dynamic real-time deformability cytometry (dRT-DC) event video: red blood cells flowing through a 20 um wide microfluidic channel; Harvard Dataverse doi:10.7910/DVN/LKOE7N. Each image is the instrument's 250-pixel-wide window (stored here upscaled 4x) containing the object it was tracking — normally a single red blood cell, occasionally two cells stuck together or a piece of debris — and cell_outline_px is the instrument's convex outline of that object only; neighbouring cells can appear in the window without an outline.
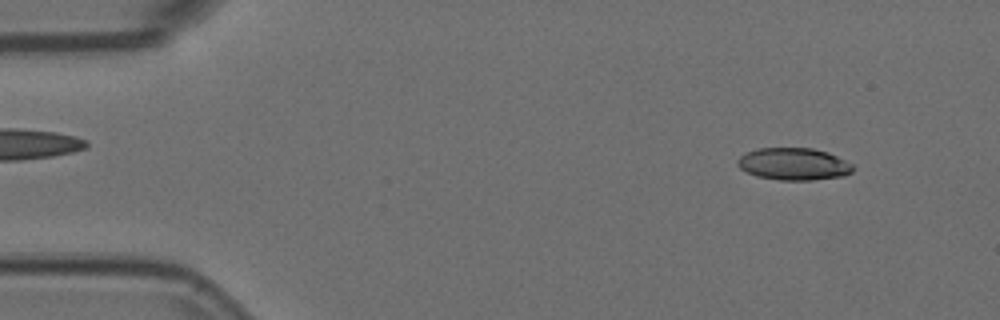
{"species": "Egyptian fruit bat (a non-hibernating species)", "species_latin": "Rousettus aegyptiacus", "temperature_condition": "room temperature", "stored_images_in_passage": 53, "camera_frame_rate_fps": 3000, "um_per_image_px": 0.085, "animal": {"sex": "female"}, "frame": {"image": 1, "passage_image": 4, "time_ms": 1.0, "image_size_px": [1000, 320], "cell_outline_px": [[856, 168], [852, 172], [844, 176], [812, 180], [780, 180], [756, 176], [740, 168], [736, 164], [736, 160], [744, 152], [756, 148], [812, 148], [828, 152], [852, 164]], "centroid_in_image_um": [67.45, 13.94], "position_along_channel_um": 17.6, "area_um2": 21.85}}
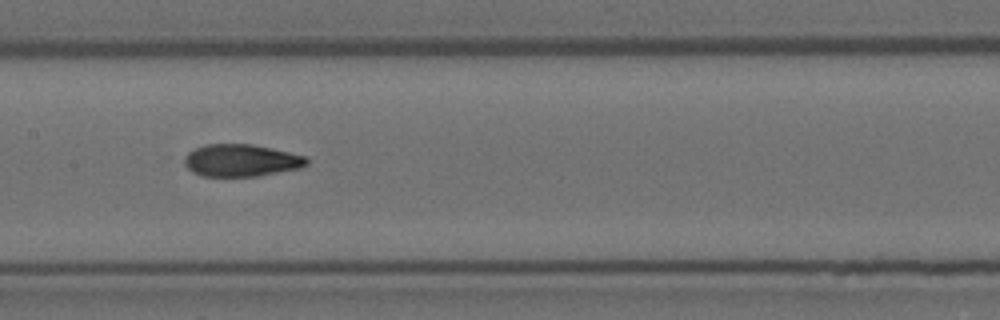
{"frame": {"image": 2, "passage_image": 25, "time_ms": 8.0, "image_size_px": [1000, 320], "cell_outline_px": [[308, 164], [304, 168], [260, 176], [200, 176], [192, 172], [184, 164], [184, 156], [188, 152], [204, 144], [252, 144], [272, 148], [308, 156]], "centroid_in_image_um": [20.54, 13.64], "position_along_channel_um": 186.9, "area_um2": 23.41}}
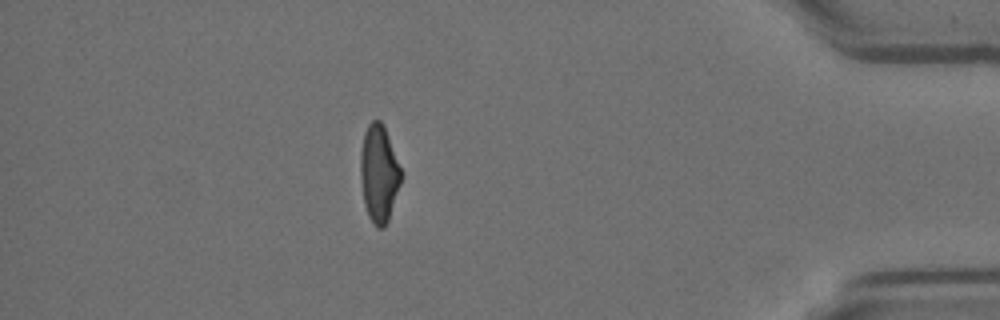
{"frame": {"image": 3, "passage_image": 46, "time_ms": 15.0, "image_size_px": [1000, 320], "cell_outline_px": [[400, 184], [388, 220], [384, 228], [376, 228], [368, 216], [364, 204], [360, 176], [360, 152], [364, 132], [368, 124], [372, 120], [380, 120], [384, 128], [400, 168]], "centroid_in_image_um": [32.17, 14.78], "position_along_channel_um": 403.0, "area_um2": 22.6}, "authors_computed_cell_mechanics": {"area_um2": 23.1778, "velocity_mm_per_s": 3.7561, "shape_relaxation_time_tau1_ms": 7.8287, "shape_relaxation_time_tau2_ms": 2.1701, "deformation_change_tau1": 0.2283, "deformation_change_tau2": 0.0942}}